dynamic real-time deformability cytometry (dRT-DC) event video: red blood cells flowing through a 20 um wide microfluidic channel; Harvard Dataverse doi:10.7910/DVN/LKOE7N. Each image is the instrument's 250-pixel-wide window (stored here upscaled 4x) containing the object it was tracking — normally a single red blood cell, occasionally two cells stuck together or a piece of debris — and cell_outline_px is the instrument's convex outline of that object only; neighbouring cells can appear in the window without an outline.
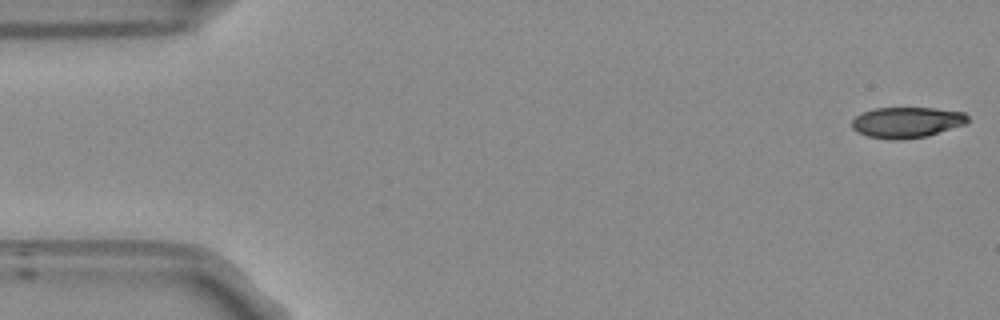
{"species": "Egyptian fruit bat (a non-hibernating species)", "species_latin": "Rousettus aegyptiacus", "temperature_condition": "room temperature", "stored_images_in_passage": 51, "camera_frame_rate_fps": 3000, "um_per_image_px": 0.085, "frame": {"image": 1, "passage_image": 1, "time_ms": 0.0, "image_size_px": [1000, 320], "cell_outline_px": [[964, 120], [932, 132], [920, 136], [876, 136], [864, 132], [856, 128], [856, 120], [860, 116], [868, 112], [888, 108], [920, 108], [956, 112], [964, 116]], "centroid_in_image_um": [77.01, 10.33], "position_along_channel_um": 8.0, "area_um2": 17.05}}
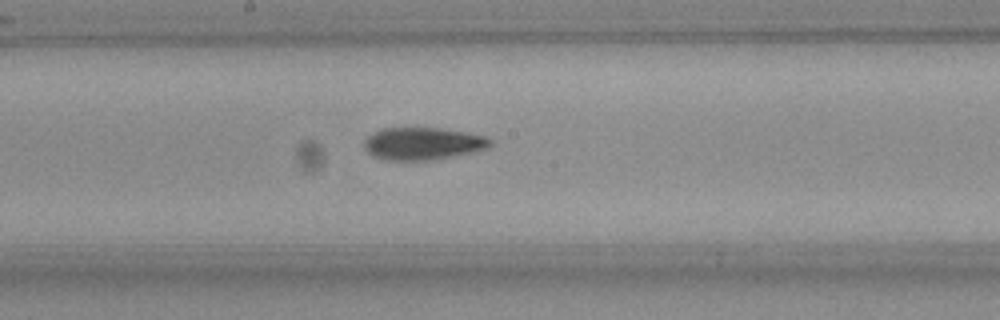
{"frame": {"image": 2, "passage_image": 27, "time_ms": 8.667, "image_size_px": [1000, 320], "cell_outline_px": [[480, 144], [460, 148], [432, 152], [396, 152], [376, 148], [376, 140], [384, 136], [408, 132], [428, 132], [456, 136], [480, 140]], "centroid_in_image_um": [35.97, 12.1], "position_along_channel_um": 212.2, "area_um2": 11.33}}
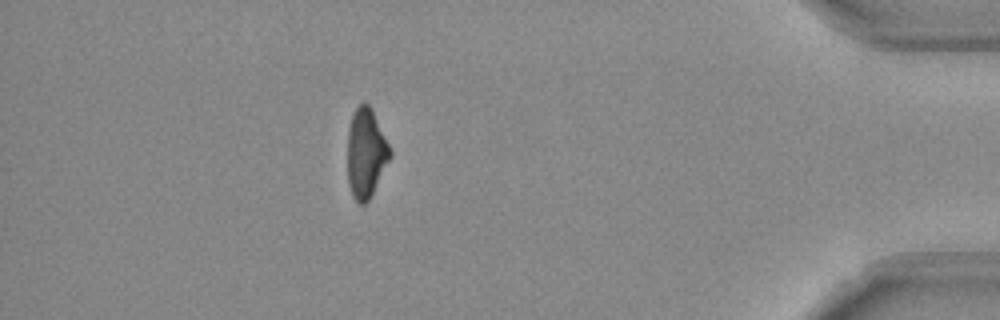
{"frame": {"image": 3, "passage_image": 46, "time_ms": 15.0, "image_size_px": [1000, 320], "cell_outline_px": [[388, 156], [368, 196], [364, 200], [360, 200], [356, 196], [352, 184], [352, 124], [356, 112], [364, 104], [368, 108], [388, 148]], "centroid_in_image_um": [31.15, 12.98], "position_along_channel_um": 404.0, "area_um2": 16.94}}